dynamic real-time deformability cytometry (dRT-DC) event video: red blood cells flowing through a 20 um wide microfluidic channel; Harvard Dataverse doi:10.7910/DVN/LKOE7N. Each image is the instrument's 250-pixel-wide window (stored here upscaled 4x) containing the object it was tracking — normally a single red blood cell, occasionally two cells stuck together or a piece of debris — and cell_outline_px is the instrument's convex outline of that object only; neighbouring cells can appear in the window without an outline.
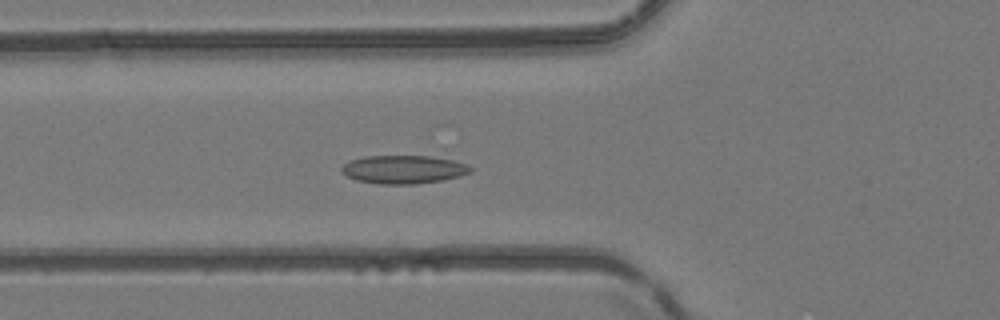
{"species": "common noctule bat (a hibernating species)", "species_latin": "Nyctalus noctula", "temperature_condition": "room temperature", "stored_images_in_passage": 52, "camera_frame_rate_fps": 3000, "um_per_image_px": 0.085, "animal": {"sex": "female", "body_mass_g": 24.6, "forearm_length_mm": 56.2}, "frame": {"image": 1, "passage_image": 20, "time_ms": 6.333, "image_size_px": [1000, 320], "cell_outline_px": [[472, 172], [460, 176], [444, 180], [416, 184], [380, 184], [356, 180], [340, 172], [340, 168], [348, 160], [364, 156], [432, 156], [452, 160], [464, 164], [472, 168]], "centroid_in_image_um": [34.27, 14.4], "position_along_channel_um": 91.5, "area_um2": 21.39}}
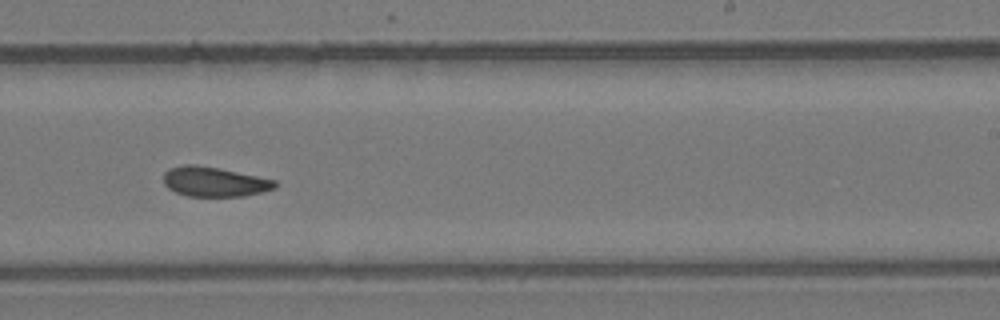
{"frame": {"image": 2, "passage_image": 33, "time_ms": 10.667, "image_size_px": [1000, 320], "cell_outline_px": [[276, 188], [244, 196], [188, 196], [176, 192], [168, 188], [164, 184], [164, 172], [168, 168], [184, 164], [196, 164], [220, 168], [276, 180]], "centroid_in_image_um": [18.19, 15.43], "position_along_channel_um": 270.8, "area_um2": 19.36}}
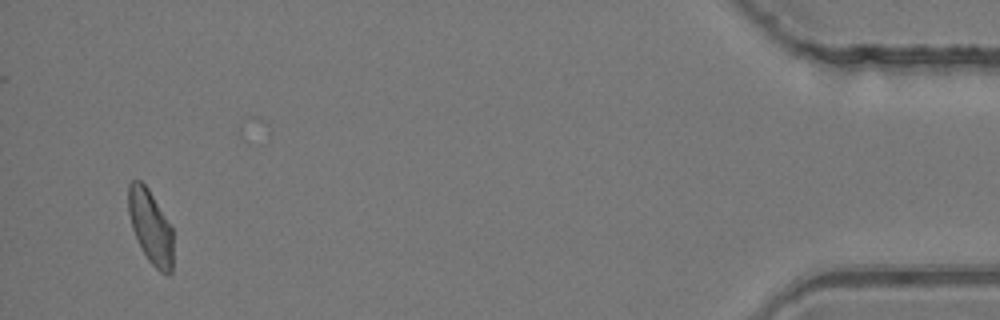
{"frame": {"image": 3, "passage_image": 50, "time_ms": 16.333, "image_size_px": [1000, 320], "cell_outline_px": [[172, 272], [168, 276], [160, 272], [148, 260], [132, 228], [128, 212], [128, 184], [132, 180], [140, 180], [148, 188], [172, 228]], "centroid_in_image_um": [12.79, 19.27], "position_along_channel_um": 422.4, "area_um2": 19.02}, "authors_computed_cell_mechanics": {"area_um2": 19.8832, "velocity_mm_per_s": 4.1359, "shape_relaxation_time_tau1_ms": 11.1951, "shape_relaxation_time_tau2_ms": 3.5243, "deformation_change_tau1": 0.1584, "deformation_change_tau2": 0.0951}}